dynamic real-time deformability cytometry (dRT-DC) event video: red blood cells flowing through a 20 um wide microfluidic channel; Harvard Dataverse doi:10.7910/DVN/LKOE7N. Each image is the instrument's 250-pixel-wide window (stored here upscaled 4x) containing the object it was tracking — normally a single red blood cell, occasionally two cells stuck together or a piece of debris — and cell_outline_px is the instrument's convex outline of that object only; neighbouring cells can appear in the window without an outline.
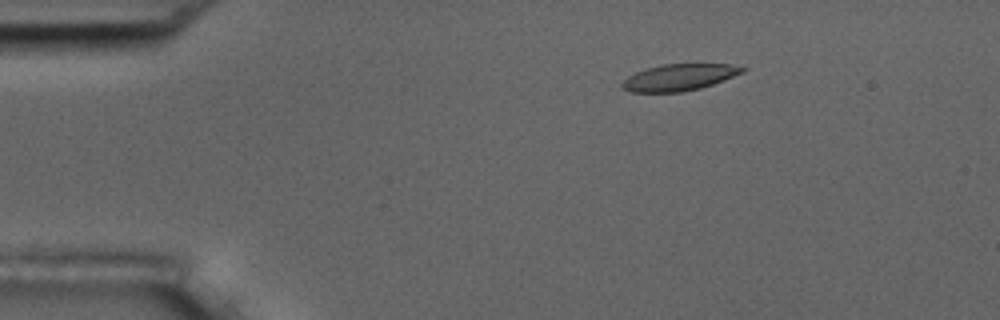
{"species": "common noctule bat (a hibernating species)", "species_latin": "Nyctalus noctula", "temperature_condition": "room temperature", "stored_images_in_passage": 5, "camera_frame_rate_fps": 3000, "um_per_image_px": 0.085, "animal": {"sex": "male", "body_mass_g": 17.5, "forearm_length_mm": 52.3}, "frame": {"image": 1, "passage_image": 3, "time_ms": 2.333, "image_size_px": [1000, 320], "cell_outline_px": [[748, 68], [744, 72], [724, 80], [700, 88], [680, 92], [632, 92], [624, 88], [620, 84], [628, 76], [636, 72], [660, 64], [728, 64]], "centroid_in_image_um": [57.74, 6.57], "position_along_channel_um": 27.3, "area_um2": 18.5}}
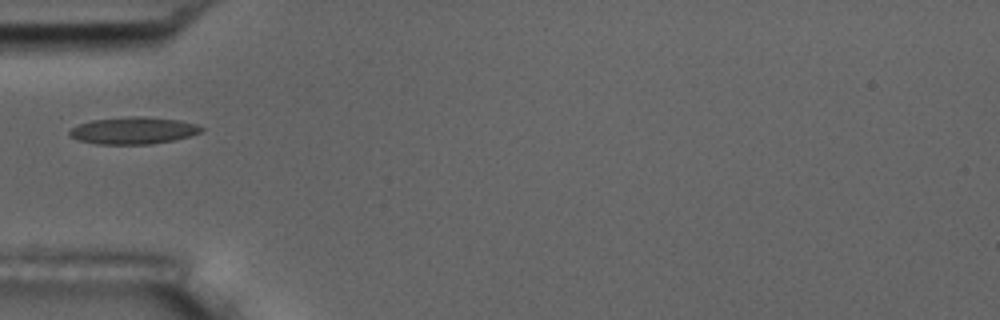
{"frame": {"image": 2, "passage_image": 5, "time_ms": 5.333, "image_size_px": [1000, 320], "cell_outline_px": [[204, 128], [200, 132], [192, 136], [152, 144], [96, 144], [76, 140], [68, 136], [68, 132], [72, 128], [80, 124], [92, 120], [132, 116], [144, 116], [180, 120], [196, 124]], "centroid_in_image_um": [11.32, 11.1], "position_along_channel_um": 73.7, "area_um2": 20.87}}